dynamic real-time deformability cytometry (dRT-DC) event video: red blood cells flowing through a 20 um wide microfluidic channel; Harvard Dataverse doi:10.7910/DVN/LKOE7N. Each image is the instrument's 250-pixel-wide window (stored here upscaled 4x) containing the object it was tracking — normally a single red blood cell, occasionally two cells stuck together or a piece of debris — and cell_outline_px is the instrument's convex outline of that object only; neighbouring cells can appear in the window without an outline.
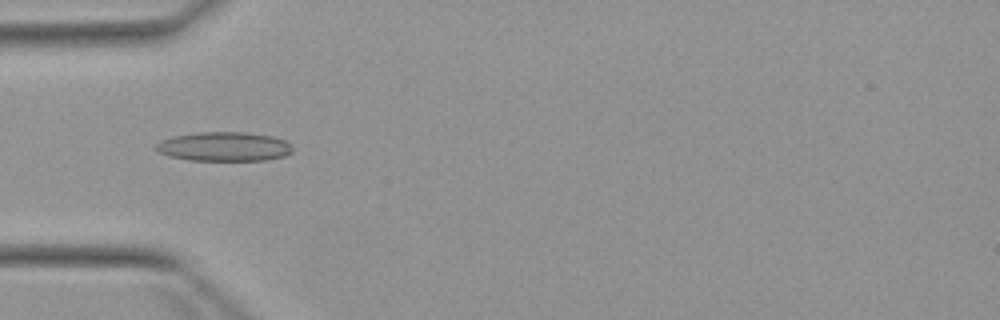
{"species": "Egyptian fruit bat (a non-hibernating species)", "species_latin": "Rousettus aegyptiacus", "temperature_condition": "warm", "stored_images_in_passage": 3, "camera_frame_rate_fps": 3000, "um_per_image_px": 0.085, "animal": {"sex": "female"}, "frame": {"image": 1, "passage_image": 3, "time_ms": 3.667, "image_size_px": [1000, 320], "cell_outline_px": [[292, 152], [284, 156], [264, 160], [188, 160], [168, 156], [160, 152], [156, 148], [156, 144], [160, 140], [172, 136], [196, 132], [244, 132], [272, 136], [284, 140], [292, 148]], "centroid_in_image_um": [19.01, 12.45], "position_along_channel_um": 66.0, "area_um2": 23.18}}